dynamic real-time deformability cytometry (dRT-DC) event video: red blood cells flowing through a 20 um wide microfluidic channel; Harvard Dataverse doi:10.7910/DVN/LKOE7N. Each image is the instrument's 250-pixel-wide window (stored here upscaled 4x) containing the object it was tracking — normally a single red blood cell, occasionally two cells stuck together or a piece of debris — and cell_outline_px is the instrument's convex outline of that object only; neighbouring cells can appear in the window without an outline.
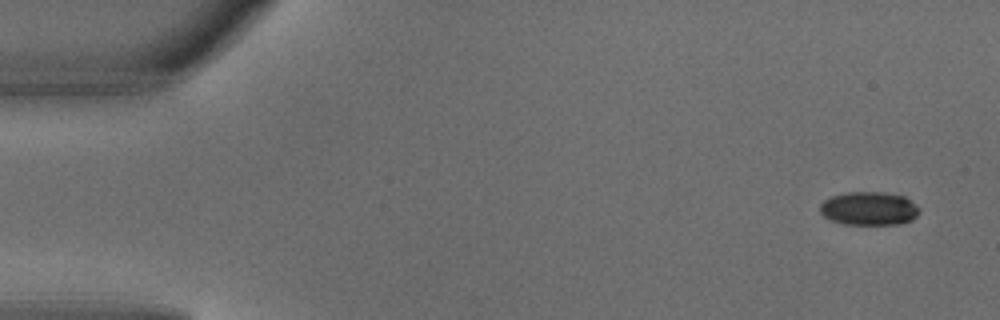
{"species": "common noctule bat (a hibernating species)", "species_latin": "Nyctalus noctula", "temperature_condition": "warm", "stored_images_in_passage": 4, "camera_frame_rate_fps": 3000, "um_per_image_px": 0.085, "animal": {"sex": "male", "body_mass_g": 18.8}, "frame": {"image": 1, "passage_image": 1, "time_ms": 0.0, "image_size_px": [1000, 320], "cell_outline_px": [[920, 212], [912, 220], [900, 224], [844, 224], [832, 220], [824, 216], [820, 212], [820, 204], [824, 200], [832, 196], [848, 192], [884, 192], [904, 196], [916, 204], [920, 208]], "centroid_in_image_um": [73.89, 17.72], "position_along_channel_um": 11.1, "area_um2": 19.42}}
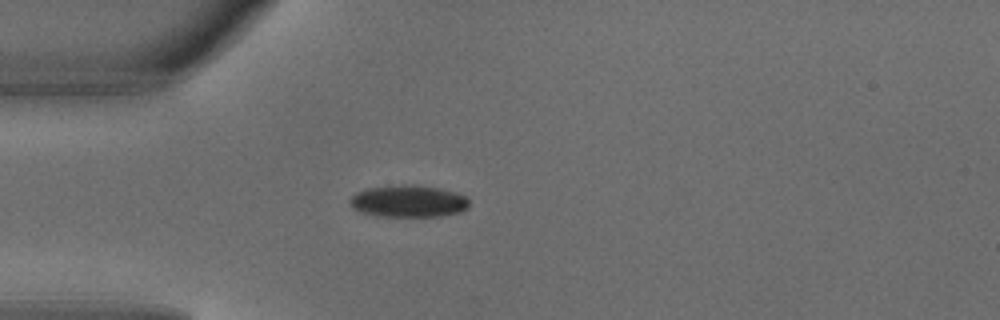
{"frame": {"image": 2, "passage_image": 4, "time_ms": 1.0, "image_size_px": [1000, 320], "cell_outline_px": [[468, 208], [460, 212], [440, 216], [380, 216], [364, 212], [352, 208], [348, 200], [356, 192], [368, 188], [404, 184], [416, 184], [440, 188], [456, 192], [468, 196]], "centroid_in_image_um": [34.74, 17.09], "position_along_channel_um": 50.3, "area_um2": 22.37}}